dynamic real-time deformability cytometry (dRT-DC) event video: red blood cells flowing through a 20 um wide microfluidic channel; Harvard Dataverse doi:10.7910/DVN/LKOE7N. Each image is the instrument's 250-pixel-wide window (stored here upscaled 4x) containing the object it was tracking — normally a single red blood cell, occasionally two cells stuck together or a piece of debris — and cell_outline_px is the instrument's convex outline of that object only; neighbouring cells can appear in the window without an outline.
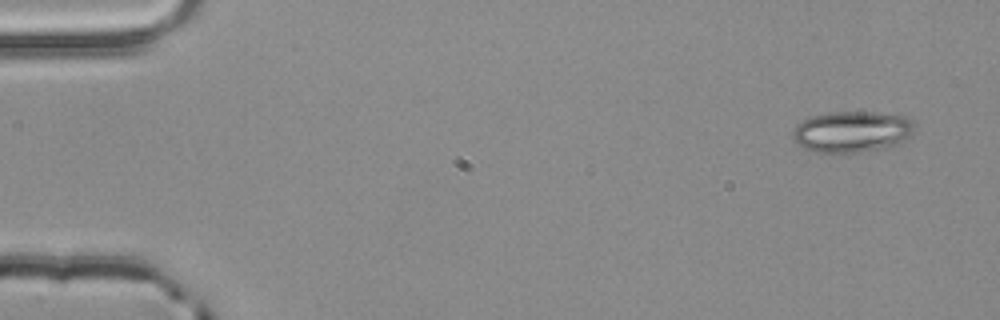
{"species": "common noctule bat (a hibernating species)", "species_latin": "Nyctalus noctula", "temperature_condition": "room temperature", "stored_images_in_passage": 4, "camera_frame_rate_fps": 3000, "um_per_image_px": 0.085, "animal": {"sex": "male", "body_mass_g": 20.4}, "frame": {"image": 1, "passage_image": 1, "time_ms": 0.0, "image_size_px": [1000, 320], "cell_outline_px": [[916, 128], [900, 144], [888, 148], [860, 152], [812, 152], [796, 144], [792, 140], [792, 132], [796, 124], [812, 116], [832, 112], [872, 112], [904, 116], [912, 120], [916, 124]], "centroid_in_image_um": [72.42, 11.2], "position_along_channel_um": 12.6, "area_um2": 29.54}}